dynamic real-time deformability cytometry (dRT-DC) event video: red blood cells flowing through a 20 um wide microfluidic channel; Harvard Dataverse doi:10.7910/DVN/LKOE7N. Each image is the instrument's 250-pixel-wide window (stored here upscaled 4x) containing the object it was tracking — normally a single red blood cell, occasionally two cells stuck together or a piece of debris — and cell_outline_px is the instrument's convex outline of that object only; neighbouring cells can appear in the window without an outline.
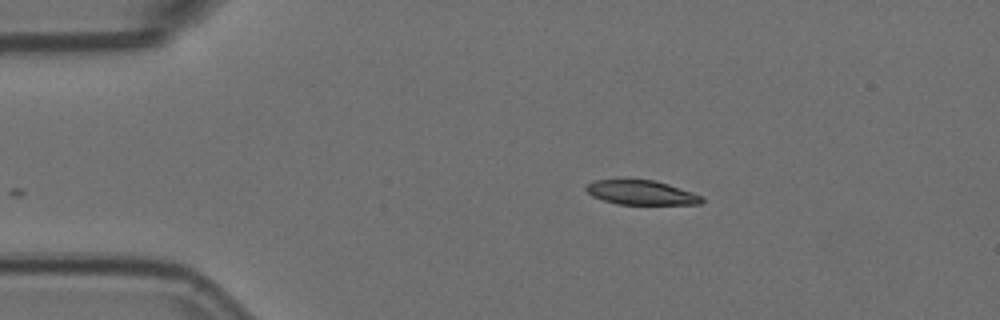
{"species": "Egyptian fruit bat (a non-hibernating species)", "species_latin": "Rousettus aegyptiacus", "temperature_condition": "room temperature", "stored_images_in_passage": 42, "camera_frame_rate_fps": 3000, "um_per_image_px": 0.085, "animal": {"sex": "female"}, "frame": {"image": 1, "passage_image": 1, "time_ms": 0.0, "image_size_px": [1000, 320], "cell_outline_px": [[704, 200], [700, 204], [616, 204], [592, 196], [584, 188], [588, 184], [596, 180], [656, 180], [704, 196]], "centroid_in_image_um": [54.53, 16.37], "position_along_channel_um": 30.5, "area_um2": 16.3}}
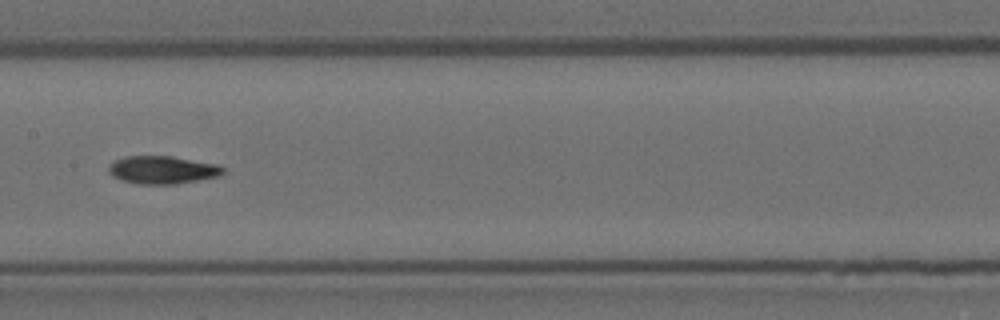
{"frame": {"image": 2, "passage_image": 19, "time_ms": 6.0, "image_size_px": [1000, 320], "cell_outline_px": [[224, 172], [220, 176], [176, 184], [136, 184], [120, 180], [112, 176], [108, 172], [108, 164], [124, 156], [172, 156], [216, 164], [224, 168]], "centroid_in_image_um": [13.77, 14.44], "position_along_channel_um": 193.6, "area_um2": 18.73}}
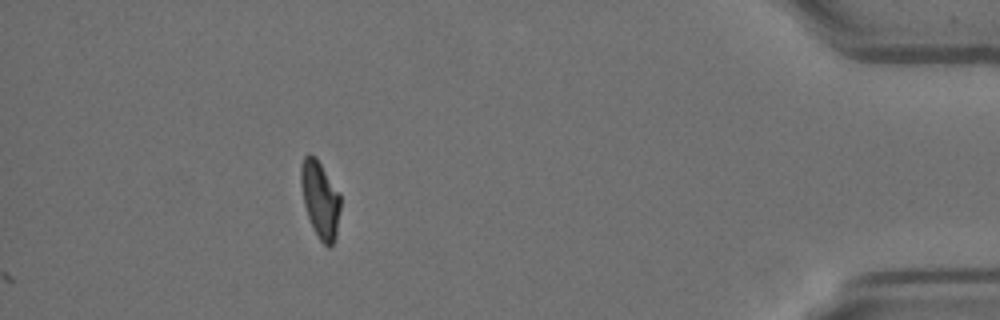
{"frame": {"image": 3, "passage_image": 42, "time_ms": 13.667, "image_size_px": [1000, 320], "cell_outline_px": [[340, 208], [336, 236], [332, 244], [328, 248], [320, 240], [312, 228], [304, 204], [300, 184], [300, 168], [304, 156], [308, 152], [316, 156], [340, 192]], "centroid_in_image_um": [27.2, 16.91], "position_along_channel_um": 408.0, "area_um2": 17.98}, "authors_computed_cell_mechanics": {"area_um2": 18.2937, "velocity_mm_per_s": 3.5229, "shape_relaxation_time_tau1_ms": 9.9114, "shape_relaxation_time_tau2_ms": 7.1217, "deformation_change_tau1": 0.2651, "deformation_change_tau2": 0.1014}}